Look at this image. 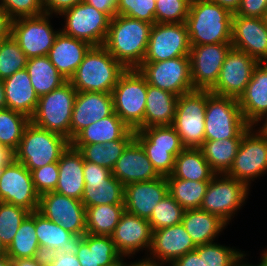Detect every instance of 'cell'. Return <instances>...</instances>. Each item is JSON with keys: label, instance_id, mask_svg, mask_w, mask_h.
Listing matches in <instances>:
<instances>
[{"label": "cell", "instance_id": "32", "mask_svg": "<svg viewBox=\"0 0 267 266\" xmlns=\"http://www.w3.org/2000/svg\"><path fill=\"white\" fill-rule=\"evenodd\" d=\"M177 101L178 96L148 84L143 128L171 126L176 112Z\"/></svg>", "mask_w": 267, "mask_h": 266}, {"label": "cell", "instance_id": "37", "mask_svg": "<svg viewBox=\"0 0 267 266\" xmlns=\"http://www.w3.org/2000/svg\"><path fill=\"white\" fill-rule=\"evenodd\" d=\"M242 138L205 140L200 149L216 174H226L237 155Z\"/></svg>", "mask_w": 267, "mask_h": 266}, {"label": "cell", "instance_id": "35", "mask_svg": "<svg viewBox=\"0 0 267 266\" xmlns=\"http://www.w3.org/2000/svg\"><path fill=\"white\" fill-rule=\"evenodd\" d=\"M124 188L113 175L107 180L85 181L81 201L85 208L96 205H124Z\"/></svg>", "mask_w": 267, "mask_h": 266}, {"label": "cell", "instance_id": "48", "mask_svg": "<svg viewBox=\"0 0 267 266\" xmlns=\"http://www.w3.org/2000/svg\"><path fill=\"white\" fill-rule=\"evenodd\" d=\"M190 0H156V23H185Z\"/></svg>", "mask_w": 267, "mask_h": 266}, {"label": "cell", "instance_id": "52", "mask_svg": "<svg viewBox=\"0 0 267 266\" xmlns=\"http://www.w3.org/2000/svg\"><path fill=\"white\" fill-rule=\"evenodd\" d=\"M31 175L35 190L39 195L53 192L59 178L58 163H50L44 167L32 170Z\"/></svg>", "mask_w": 267, "mask_h": 266}, {"label": "cell", "instance_id": "45", "mask_svg": "<svg viewBox=\"0 0 267 266\" xmlns=\"http://www.w3.org/2000/svg\"><path fill=\"white\" fill-rule=\"evenodd\" d=\"M185 210L168 193L153 209L148 220L152 231L181 224Z\"/></svg>", "mask_w": 267, "mask_h": 266}, {"label": "cell", "instance_id": "11", "mask_svg": "<svg viewBox=\"0 0 267 266\" xmlns=\"http://www.w3.org/2000/svg\"><path fill=\"white\" fill-rule=\"evenodd\" d=\"M137 69L145 76L149 85L178 97L195 90L192 85L189 56L143 62Z\"/></svg>", "mask_w": 267, "mask_h": 266}, {"label": "cell", "instance_id": "1", "mask_svg": "<svg viewBox=\"0 0 267 266\" xmlns=\"http://www.w3.org/2000/svg\"><path fill=\"white\" fill-rule=\"evenodd\" d=\"M153 24L123 15H115L103 46L126 69L138 68L146 55Z\"/></svg>", "mask_w": 267, "mask_h": 266}, {"label": "cell", "instance_id": "25", "mask_svg": "<svg viewBox=\"0 0 267 266\" xmlns=\"http://www.w3.org/2000/svg\"><path fill=\"white\" fill-rule=\"evenodd\" d=\"M238 102L245 121L251 126H257L267 115V62L255 67Z\"/></svg>", "mask_w": 267, "mask_h": 266}, {"label": "cell", "instance_id": "41", "mask_svg": "<svg viewBox=\"0 0 267 266\" xmlns=\"http://www.w3.org/2000/svg\"><path fill=\"white\" fill-rule=\"evenodd\" d=\"M168 193L184 209H199L210 181H189L166 178Z\"/></svg>", "mask_w": 267, "mask_h": 266}, {"label": "cell", "instance_id": "6", "mask_svg": "<svg viewBox=\"0 0 267 266\" xmlns=\"http://www.w3.org/2000/svg\"><path fill=\"white\" fill-rule=\"evenodd\" d=\"M205 140L242 138L251 127L241 112L238 99L207 90Z\"/></svg>", "mask_w": 267, "mask_h": 266}, {"label": "cell", "instance_id": "29", "mask_svg": "<svg viewBox=\"0 0 267 266\" xmlns=\"http://www.w3.org/2000/svg\"><path fill=\"white\" fill-rule=\"evenodd\" d=\"M134 138L135 130L130 129L114 112L81 130L70 141V145L104 144L108 141L133 140Z\"/></svg>", "mask_w": 267, "mask_h": 266}, {"label": "cell", "instance_id": "65", "mask_svg": "<svg viewBox=\"0 0 267 266\" xmlns=\"http://www.w3.org/2000/svg\"><path fill=\"white\" fill-rule=\"evenodd\" d=\"M244 259L245 257L241 260L239 266H267V260L263 256H261V262L258 265H252V263L249 264L248 262L246 263L243 261Z\"/></svg>", "mask_w": 267, "mask_h": 266}, {"label": "cell", "instance_id": "4", "mask_svg": "<svg viewBox=\"0 0 267 266\" xmlns=\"http://www.w3.org/2000/svg\"><path fill=\"white\" fill-rule=\"evenodd\" d=\"M70 141L62 135L34 125L26 126L14 160L22 163L30 172L50 163H58Z\"/></svg>", "mask_w": 267, "mask_h": 266}, {"label": "cell", "instance_id": "10", "mask_svg": "<svg viewBox=\"0 0 267 266\" xmlns=\"http://www.w3.org/2000/svg\"><path fill=\"white\" fill-rule=\"evenodd\" d=\"M255 127L251 126L244 133L233 164L226 173L248 188L251 181L267 172V137Z\"/></svg>", "mask_w": 267, "mask_h": 266}, {"label": "cell", "instance_id": "18", "mask_svg": "<svg viewBox=\"0 0 267 266\" xmlns=\"http://www.w3.org/2000/svg\"><path fill=\"white\" fill-rule=\"evenodd\" d=\"M231 43L191 45L189 53L192 85L195 90H210L217 82Z\"/></svg>", "mask_w": 267, "mask_h": 266}, {"label": "cell", "instance_id": "66", "mask_svg": "<svg viewBox=\"0 0 267 266\" xmlns=\"http://www.w3.org/2000/svg\"><path fill=\"white\" fill-rule=\"evenodd\" d=\"M261 121L264 122H258V124L262 123L258 129L267 137V115Z\"/></svg>", "mask_w": 267, "mask_h": 266}, {"label": "cell", "instance_id": "58", "mask_svg": "<svg viewBox=\"0 0 267 266\" xmlns=\"http://www.w3.org/2000/svg\"><path fill=\"white\" fill-rule=\"evenodd\" d=\"M100 12L105 13L110 19L116 15L118 0H83Z\"/></svg>", "mask_w": 267, "mask_h": 266}, {"label": "cell", "instance_id": "60", "mask_svg": "<svg viewBox=\"0 0 267 266\" xmlns=\"http://www.w3.org/2000/svg\"><path fill=\"white\" fill-rule=\"evenodd\" d=\"M11 266H47L45 256L33 258H10Z\"/></svg>", "mask_w": 267, "mask_h": 266}, {"label": "cell", "instance_id": "31", "mask_svg": "<svg viewBox=\"0 0 267 266\" xmlns=\"http://www.w3.org/2000/svg\"><path fill=\"white\" fill-rule=\"evenodd\" d=\"M81 266H110L122 258L111 236L84 234L76 254Z\"/></svg>", "mask_w": 267, "mask_h": 266}, {"label": "cell", "instance_id": "49", "mask_svg": "<svg viewBox=\"0 0 267 266\" xmlns=\"http://www.w3.org/2000/svg\"><path fill=\"white\" fill-rule=\"evenodd\" d=\"M155 0H118L116 15L128 16L155 24Z\"/></svg>", "mask_w": 267, "mask_h": 266}, {"label": "cell", "instance_id": "67", "mask_svg": "<svg viewBox=\"0 0 267 266\" xmlns=\"http://www.w3.org/2000/svg\"><path fill=\"white\" fill-rule=\"evenodd\" d=\"M0 266H11L10 258L6 254L0 256Z\"/></svg>", "mask_w": 267, "mask_h": 266}, {"label": "cell", "instance_id": "47", "mask_svg": "<svg viewBox=\"0 0 267 266\" xmlns=\"http://www.w3.org/2000/svg\"><path fill=\"white\" fill-rule=\"evenodd\" d=\"M211 242L204 244L205 266H239L241 260L247 255L240 251Z\"/></svg>", "mask_w": 267, "mask_h": 266}, {"label": "cell", "instance_id": "43", "mask_svg": "<svg viewBox=\"0 0 267 266\" xmlns=\"http://www.w3.org/2000/svg\"><path fill=\"white\" fill-rule=\"evenodd\" d=\"M135 139L144 149L148 159L156 172L160 176H169L172 174L175 165V157L183 149H161L153 148V143L140 131H135Z\"/></svg>", "mask_w": 267, "mask_h": 266}, {"label": "cell", "instance_id": "5", "mask_svg": "<svg viewBox=\"0 0 267 266\" xmlns=\"http://www.w3.org/2000/svg\"><path fill=\"white\" fill-rule=\"evenodd\" d=\"M148 82L137 69H126L112 90L114 112L132 130L143 128Z\"/></svg>", "mask_w": 267, "mask_h": 266}, {"label": "cell", "instance_id": "34", "mask_svg": "<svg viewBox=\"0 0 267 266\" xmlns=\"http://www.w3.org/2000/svg\"><path fill=\"white\" fill-rule=\"evenodd\" d=\"M215 175L200 148H184L175 157L174 170L166 178L210 181Z\"/></svg>", "mask_w": 267, "mask_h": 266}, {"label": "cell", "instance_id": "50", "mask_svg": "<svg viewBox=\"0 0 267 266\" xmlns=\"http://www.w3.org/2000/svg\"><path fill=\"white\" fill-rule=\"evenodd\" d=\"M139 130L153 143V148H185L181 143L178 133L172 126H152Z\"/></svg>", "mask_w": 267, "mask_h": 266}, {"label": "cell", "instance_id": "53", "mask_svg": "<svg viewBox=\"0 0 267 266\" xmlns=\"http://www.w3.org/2000/svg\"><path fill=\"white\" fill-rule=\"evenodd\" d=\"M267 12V0H242L236 14L244 17L264 18Z\"/></svg>", "mask_w": 267, "mask_h": 266}, {"label": "cell", "instance_id": "27", "mask_svg": "<svg viewBox=\"0 0 267 266\" xmlns=\"http://www.w3.org/2000/svg\"><path fill=\"white\" fill-rule=\"evenodd\" d=\"M90 47L88 42L66 35L60 30L47 56L58 72L69 81Z\"/></svg>", "mask_w": 267, "mask_h": 266}, {"label": "cell", "instance_id": "68", "mask_svg": "<svg viewBox=\"0 0 267 266\" xmlns=\"http://www.w3.org/2000/svg\"><path fill=\"white\" fill-rule=\"evenodd\" d=\"M7 254V248L4 246V244L0 240V256Z\"/></svg>", "mask_w": 267, "mask_h": 266}, {"label": "cell", "instance_id": "44", "mask_svg": "<svg viewBox=\"0 0 267 266\" xmlns=\"http://www.w3.org/2000/svg\"><path fill=\"white\" fill-rule=\"evenodd\" d=\"M27 57L12 36L0 41V80L26 68Z\"/></svg>", "mask_w": 267, "mask_h": 266}, {"label": "cell", "instance_id": "54", "mask_svg": "<svg viewBox=\"0 0 267 266\" xmlns=\"http://www.w3.org/2000/svg\"><path fill=\"white\" fill-rule=\"evenodd\" d=\"M45 259L47 266H81L76 255L63 253L61 250L53 251Z\"/></svg>", "mask_w": 267, "mask_h": 266}, {"label": "cell", "instance_id": "69", "mask_svg": "<svg viewBox=\"0 0 267 266\" xmlns=\"http://www.w3.org/2000/svg\"><path fill=\"white\" fill-rule=\"evenodd\" d=\"M126 257H122L120 260H118L116 263H114L113 265L110 266H125V259Z\"/></svg>", "mask_w": 267, "mask_h": 266}, {"label": "cell", "instance_id": "59", "mask_svg": "<svg viewBox=\"0 0 267 266\" xmlns=\"http://www.w3.org/2000/svg\"><path fill=\"white\" fill-rule=\"evenodd\" d=\"M12 19L7 12L0 7V41L11 36Z\"/></svg>", "mask_w": 267, "mask_h": 266}, {"label": "cell", "instance_id": "13", "mask_svg": "<svg viewBox=\"0 0 267 266\" xmlns=\"http://www.w3.org/2000/svg\"><path fill=\"white\" fill-rule=\"evenodd\" d=\"M51 17L53 16L44 13L12 20L11 36L27 58L48 55L60 31L54 30L51 26Z\"/></svg>", "mask_w": 267, "mask_h": 266}, {"label": "cell", "instance_id": "3", "mask_svg": "<svg viewBox=\"0 0 267 266\" xmlns=\"http://www.w3.org/2000/svg\"><path fill=\"white\" fill-rule=\"evenodd\" d=\"M126 68L103 46H91L69 82L77 92L112 93Z\"/></svg>", "mask_w": 267, "mask_h": 266}, {"label": "cell", "instance_id": "19", "mask_svg": "<svg viewBox=\"0 0 267 266\" xmlns=\"http://www.w3.org/2000/svg\"><path fill=\"white\" fill-rule=\"evenodd\" d=\"M231 44L259 63L267 62V24L264 18L233 15Z\"/></svg>", "mask_w": 267, "mask_h": 266}, {"label": "cell", "instance_id": "12", "mask_svg": "<svg viewBox=\"0 0 267 266\" xmlns=\"http://www.w3.org/2000/svg\"><path fill=\"white\" fill-rule=\"evenodd\" d=\"M65 25L60 29L64 34L84 40L91 46L103 45L107 37L110 18L86 2H81L63 11Z\"/></svg>", "mask_w": 267, "mask_h": 266}, {"label": "cell", "instance_id": "21", "mask_svg": "<svg viewBox=\"0 0 267 266\" xmlns=\"http://www.w3.org/2000/svg\"><path fill=\"white\" fill-rule=\"evenodd\" d=\"M114 113L113 97L104 92H77L70 123V141L93 122Z\"/></svg>", "mask_w": 267, "mask_h": 266}, {"label": "cell", "instance_id": "63", "mask_svg": "<svg viewBox=\"0 0 267 266\" xmlns=\"http://www.w3.org/2000/svg\"><path fill=\"white\" fill-rule=\"evenodd\" d=\"M164 265H166V263L150 258L148 256L140 260L138 259V262L137 260L135 262L131 261V263L125 261V266H164Z\"/></svg>", "mask_w": 267, "mask_h": 266}, {"label": "cell", "instance_id": "16", "mask_svg": "<svg viewBox=\"0 0 267 266\" xmlns=\"http://www.w3.org/2000/svg\"><path fill=\"white\" fill-rule=\"evenodd\" d=\"M38 212L73 235L86 234V208L81 200L47 192L40 195Z\"/></svg>", "mask_w": 267, "mask_h": 266}, {"label": "cell", "instance_id": "71", "mask_svg": "<svg viewBox=\"0 0 267 266\" xmlns=\"http://www.w3.org/2000/svg\"><path fill=\"white\" fill-rule=\"evenodd\" d=\"M264 20H265V22H266V24H267V12H266V15H265V17H264Z\"/></svg>", "mask_w": 267, "mask_h": 266}, {"label": "cell", "instance_id": "51", "mask_svg": "<svg viewBox=\"0 0 267 266\" xmlns=\"http://www.w3.org/2000/svg\"><path fill=\"white\" fill-rule=\"evenodd\" d=\"M2 7L12 20L44 14L43 0H0Z\"/></svg>", "mask_w": 267, "mask_h": 266}, {"label": "cell", "instance_id": "26", "mask_svg": "<svg viewBox=\"0 0 267 266\" xmlns=\"http://www.w3.org/2000/svg\"><path fill=\"white\" fill-rule=\"evenodd\" d=\"M35 231L44 256L56 250L76 255L84 237V235H73L38 211H35Z\"/></svg>", "mask_w": 267, "mask_h": 266}, {"label": "cell", "instance_id": "70", "mask_svg": "<svg viewBox=\"0 0 267 266\" xmlns=\"http://www.w3.org/2000/svg\"><path fill=\"white\" fill-rule=\"evenodd\" d=\"M264 252L261 253V255L267 260V249L263 250Z\"/></svg>", "mask_w": 267, "mask_h": 266}, {"label": "cell", "instance_id": "39", "mask_svg": "<svg viewBox=\"0 0 267 266\" xmlns=\"http://www.w3.org/2000/svg\"><path fill=\"white\" fill-rule=\"evenodd\" d=\"M9 258H33L43 256L35 231V211L21 223L12 242L7 247Z\"/></svg>", "mask_w": 267, "mask_h": 266}, {"label": "cell", "instance_id": "2", "mask_svg": "<svg viewBox=\"0 0 267 266\" xmlns=\"http://www.w3.org/2000/svg\"><path fill=\"white\" fill-rule=\"evenodd\" d=\"M232 18L228 10L209 0L191 1L185 21L190 45L231 43Z\"/></svg>", "mask_w": 267, "mask_h": 266}, {"label": "cell", "instance_id": "14", "mask_svg": "<svg viewBox=\"0 0 267 266\" xmlns=\"http://www.w3.org/2000/svg\"><path fill=\"white\" fill-rule=\"evenodd\" d=\"M191 45L185 23L153 24L143 62L189 56Z\"/></svg>", "mask_w": 267, "mask_h": 266}, {"label": "cell", "instance_id": "20", "mask_svg": "<svg viewBox=\"0 0 267 266\" xmlns=\"http://www.w3.org/2000/svg\"><path fill=\"white\" fill-rule=\"evenodd\" d=\"M152 232L148 220L125 211L111 238L122 257H128L129 259L136 252L143 250H148V256L152 243Z\"/></svg>", "mask_w": 267, "mask_h": 266}, {"label": "cell", "instance_id": "61", "mask_svg": "<svg viewBox=\"0 0 267 266\" xmlns=\"http://www.w3.org/2000/svg\"><path fill=\"white\" fill-rule=\"evenodd\" d=\"M14 161V151L0 141V172Z\"/></svg>", "mask_w": 267, "mask_h": 266}, {"label": "cell", "instance_id": "57", "mask_svg": "<svg viewBox=\"0 0 267 266\" xmlns=\"http://www.w3.org/2000/svg\"><path fill=\"white\" fill-rule=\"evenodd\" d=\"M81 2H83V0H43V7L46 14L60 15L63 11Z\"/></svg>", "mask_w": 267, "mask_h": 266}, {"label": "cell", "instance_id": "17", "mask_svg": "<svg viewBox=\"0 0 267 266\" xmlns=\"http://www.w3.org/2000/svg\"><path fill=\"white\" fill-rule=\"evenodd\" d=\"M258 63L247 53L232 47L226 55L216 84L209 91L219 96L239 99Z\"/></svg>", "mask_w": 267, "mask_h": 266}, {"label": "cell", "instance_id": "62", "mask_svg": "<svg viewBox=\"0 0 267 266\" xmlns=\"http://www.w3.org/2000/svg\"><path fill=\"white\" fill-rule=\"evenodd\" d=\"M213 3H216L228 10L231 14H236L238 11L242 0H209Z\"/></svg>", "mask_w": 267, "mask_h": 266}, {"label": "cell", "instance_id": "36", "mask_svg": "<svg viewBox=\"0 0 267 266\" xmlns=\"http://www.w3.org/2000/svg\"><path fill=\"white\" fill-rule=\"evenodd\" d=\"M26 70L39 97L59 88L67 81L51 63L47 55L28 58Z\"/></svg>", "mask_w": 267, "mask_h": 266}, {"label": "cell", "instance_id": "64", "mask_svg": "<svg viewBox=\"0 0 267 266\" xmlns=\"http://www.w3.org/2000/svg\"><path fill=\"white\" fill-rule=\"evenodd\" d=\"M7 108L6 97L4 93V83L3 80H0V109Z\"/></svg>", "mask_w": 267, "mask_h": 266}, {"label": "cell", "instance_id": "28", "mask_svg": "<svg viewBox=\"0 0 267 266\" xmlns=\"http://www.w3.org/2000/svg\"><path fill=\"white\" fill-rule=\"evenodd\" d=\"M58 168L59 178L55 192L81 200L85 189L82 154L69 145L60 156Z\"/></svg>", "mask_w": 267, "mask_h": 266}, {"label": "cell", "instance_id": "42", "mask_svg": "<svg viewBox=\"0 0 267 266\" xmlns=\"http://www.w3.org/2000/svg\"><path fill=\"white\" fill-rule=\"evenodd\" d=\"M30 118L9 108L0 109V141L12 151L18 148Z\"/></svg>", "mask_w": 267, "mask_h": 266}, {"label": "cell", "instance_id": "55", "mask_svg": "<svg viewBox=\"0 0 267 266\" xmlns=\"http://www.w3.org/2000/svg\"><path fill=\"white\" fill-rule=\"evenodd\" d=\"M170 266H205L204 265V244L196 246L194 251L187 252L179 257Z\"/></svg>", "mask_w": 267, "mask_h": 266}, {"label": "cell", "instance_id": "46", "mask_svg": "<svg viewBox=\"0 0 267 266\" xmlns=\"http://www.w3.org/2000/svg\"><path fill=\"white\" fill-rule=\"evenodd\" d=\"M30 214L27 209L0 201V240L7 248L21 223Z\"/></svg>", "mask_w": 267, "mask_h": 266}, {"label": "cell", "instance_id": "33", "mask_svg": "<svg viewBox=\"0 0 267 266\" xmlns=\"http://www.w3.org/2000/svg\"><path fill=\"white\" fill-rule=\"evenodd\" d=\"M195 246L214 242L227 224L216 215L204 210H185L181 221Z\"/></svg>", "mask_w": 267, "mask_h": 266}, {"label": "cell", "instance_id": "15", "mask_svg": "<svg viewBox=\"0 0 267 266\" xmlns=\"http://www.w3.org/2000/svg\"><path fill=\"white\" fill-rule=\"evenodd\" d=\"M40 195L36 192L31 172L12 161L0 172V201L38 211Z\"/></svg>", "mask_w": 267, "mask_h": 266}, {"label": "cell", "instance_id": "9", "mask_svg": "<svg viewBox=\"0 0 267 266\" xmlns=\"http://www.w3.org/2000/svg\"><path fill=\"white\" fill-rule=\"evenodd\" d=\"M248 195L249 188L242 181L216 174L207 186L200 209L216 215L228 225Z\"/></svg>", "mask_w": 267, "mask_h": 266}, {"label": "cell", "instance_id": "30", "mask_svg": "<svg viewBox=\"0 0 267 266\" xmlns=\"http://www.w3.org/2000/svg\"><path fill=\"white\" fill-rule=\"evenodd\" d=\"M3 83L7 108L31 118L37 108L39 96L31 84L26 68L9 76Z\"/></svg>", "mask_w": 267, "mask_h": 266}, {"label": "cell", "instance_id": "40", "mask_svg": "<svg viewBox=\"0 0 267 266\" xmlns=\"http://www.w3.org/2000/svg\"><path fill=\"white\" fill-rule=\"evenodd\" d=\"M132 140H114L104 144L71 145L83 156L84 161L113 169L116 161L120 158L127 145Z\"/></svg>", "mask_w": 267, "mask_h": 266}, {"label": "cell", "instance_id": "22", "mask_svg": "<svg viewBox=\"0 0 267 266\" xmlns=\"http://www.w3.org/2000/svg\"><path fill=\"white\" fill-rule=\"evenodd\" d=\"M168 194V182L165 176L151 181L125 185V211L149 220L155 206Z\"/></svg>", "mask_w": 267, "mask_h": 266}, {"label": "cell", "instance_id": "24", "mask_svg": "<svg viewBox=\"0 0 267 266\" xmlns=\"http://www.w3.org/2000/svg\"><path fill=\"white\" fill-rule=\"evenodd\" d=\"M111 171L124 186L160 177L135 138L127 145Z\"/></svg>", "mask_w": 267, "mask_h": 266}, {"label": "cell", "instance_id": "23", "mask_svg": "<svg viewBox=\"0 0 267 266\" xmlns=\"http://www.w3.org/2000/svg\"><path fill=\"white\" fill-rule=\"evenodd\" d=\"M195 249L192 238L181 223L154 230L148 256L170 266V263Z\"/></svg>", "mask_w": 267, "mask_h": 266}, {"label": "cell", "instance_id": "38", "mask_svg": "<svg viewBox=\"0 0 267 266\" xmlns=\"http://www.w3.org/2000/svg\"><path fill=\"white\" fill-rule=\"evenodd\" d=\"M125 212L124 205H96L86 208V233L111 236Z\"/></svg>", "mask_w": 267, "mask_h": 266}, {"label": "cell", "instance_id": "7", "mask_svg": "<svg viewBox=\"0 0 267 266\" xmlns=\"http://www.w3.org/2000/svg\"><path fill=\"white\" fill-rule=\"evenodd\" d=\"M76 95V89L66 81L59 88L39 97L37 108L30 121L70 141V123Z\"/></svg>", "mask_w": 267, "mask_h": 266}, {"label": "cell", "instance_id": "8", "mask_svg": "<svg viewBox=\"0 0 267 266\" xmlns=\"http://www.w3.org/2000/svg\"><path fill=\"white\" fill-rule=\"evenodd\" d=\"M207 90H194L178 97L172 127L185 148H200L205 141Z\"/></svg>", "mask_w": 267, "mask_h": 266}, {"label": "cell", "instance_id": "56", "mask_svg": "<svg viewBox=\"0 0 267 266\" xmlns=\"http://www.w3.org/2000/svg\"><path fill=\"white\" fill-rule=\"evenodd\" d=\"M84 181L107 180L112 176V171L106 167L84 161Z\"/></svg>", "mask_w": 267, "mask_h": 266}]
</instances>
